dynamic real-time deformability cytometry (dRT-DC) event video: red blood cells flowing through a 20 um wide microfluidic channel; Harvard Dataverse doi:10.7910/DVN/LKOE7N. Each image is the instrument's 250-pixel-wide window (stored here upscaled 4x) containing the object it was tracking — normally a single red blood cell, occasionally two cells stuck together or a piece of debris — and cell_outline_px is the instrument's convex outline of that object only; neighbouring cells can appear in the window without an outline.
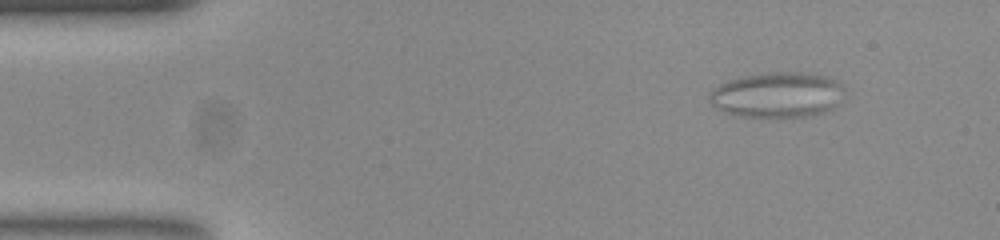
{"species": "common noctule bat (a hibernating species)", "species_latin": "Nyctalus noctula", "temperature_condition": "room temperature", "stored_images_in_passage": 53, "camera_frame_rate_fps": 3000, "um_per_image_px": 0.085, "animal": {"sex": "female", "body_mass_g": 23.0, "forearm_length_mm": 53.4}, "frame": {"image": 1, "passage_image": 4, "time_ms": 1.0, "image_size_px": [1000, 240], "cell_outline_px": [[832, 84], [828, 108], [820, 112], [804, 116], [748, 116], [728, 112], [712, 96], [712, 92], [716, 88], [724, 84], [736, 80], [752, 76], [820, 76], [832, 80]], "centroid_in_image_um": [65.9, 8.14], "position_along_channel_um": 19.1, "area_um2": 29.94}}
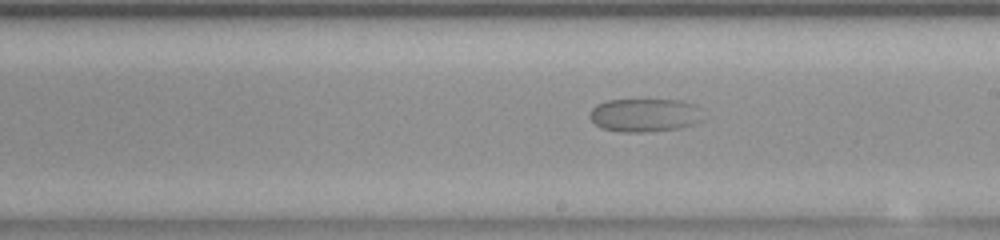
{"frame": {"image": 2, "passage_image": 29, "time_ms": 9.333, "image_size_px": [1000, 240], "cell_outline_px": [[692, 104], [688, 124], [676, 128], [640, 132], [624, 132], [600, 128], [592, 120], [592, 108], [596, 104], [608, 100], [676, 100]], "centroid_in_image_um": [54.49, 9.78], "position_along_channel_um": 234.5, "area_um2": 20.17}}
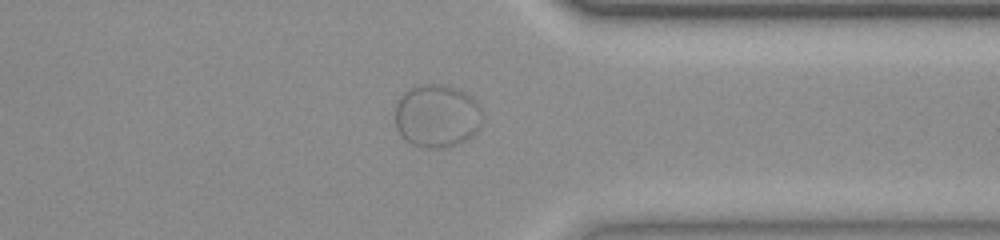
{"frame": {"image": 3, "passage_image": 41, "time_ms": 13.333, "image_size_px": [1000, 240], "cell_outline_px": [[480, 124], [464, 140], [444, 148], [428, 148], [412, 144], [396, 128], [396, 108], [400, 100], [416, 84], [444, 84], [456, 88], [468, 96], [476, 104]], "centroid_in_image_um": [37.08, 9.85], "position_along_channel_um": 374.3, "area_um2": 30.63}}